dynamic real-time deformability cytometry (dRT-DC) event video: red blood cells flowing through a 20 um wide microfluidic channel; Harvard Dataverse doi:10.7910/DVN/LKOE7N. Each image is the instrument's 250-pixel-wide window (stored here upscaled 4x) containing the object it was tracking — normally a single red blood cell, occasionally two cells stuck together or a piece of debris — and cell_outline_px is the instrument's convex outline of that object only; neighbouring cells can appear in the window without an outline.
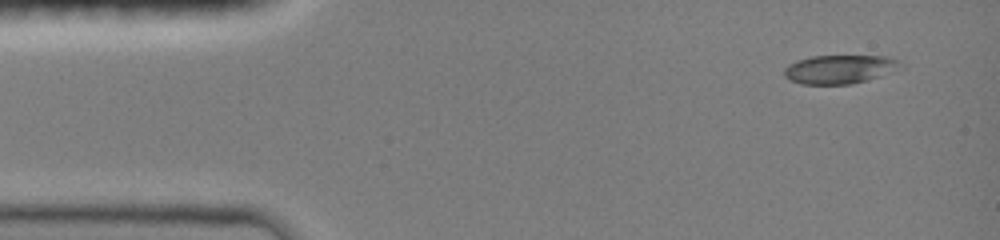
{"species": "common noctule bat (a hibernating species)", "species_latin": "Nyctalus noctula", "temperature_condition": "room temperature", "stored_images_in_passage": 5, "camera_frame_rate_fps": 3000, "um_per_image_px": 0.085, "animal": {"sex": "female", "body_mass_g": 19.0, "forearm_length_mm": 51.5}, "frame": {"image": 1, "passage_image": 1, "time_ms": 0.0, "image_size_px": [1000, 240], "cell_outline_px": [[904, 68], [868, 80], [852, 84], [800, 84], [784, 76], [784, 68], [788, 64], [796, 60], [812, 56], [884, 56], [900, 60], [904, 64]], "centroid_in_image_um": [71.42, 5.88], "position_along_channel_um": 13.6, "area_um2": 19.71}}
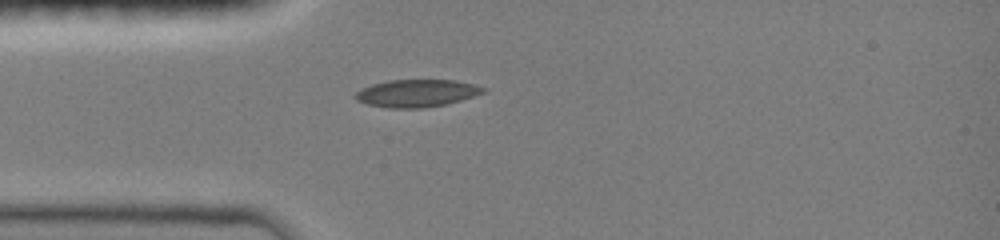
{"frame": {"image": 2, "passage_image": 5, "time_ms": 1.333, "image_size_px": [1000, 240], "cell_outline_px": [[488, 88], [484, 92], [448, 104], [424, 108], [388, 108], [368, 104], [356, 100], [352, 96], [356, 92], [372, 84], [388, 80], [456, 80]], "centroid_in_image_um": [35.41, 7.93], "position_along_channel_um": 49.6, "area_um2": 20.46}}